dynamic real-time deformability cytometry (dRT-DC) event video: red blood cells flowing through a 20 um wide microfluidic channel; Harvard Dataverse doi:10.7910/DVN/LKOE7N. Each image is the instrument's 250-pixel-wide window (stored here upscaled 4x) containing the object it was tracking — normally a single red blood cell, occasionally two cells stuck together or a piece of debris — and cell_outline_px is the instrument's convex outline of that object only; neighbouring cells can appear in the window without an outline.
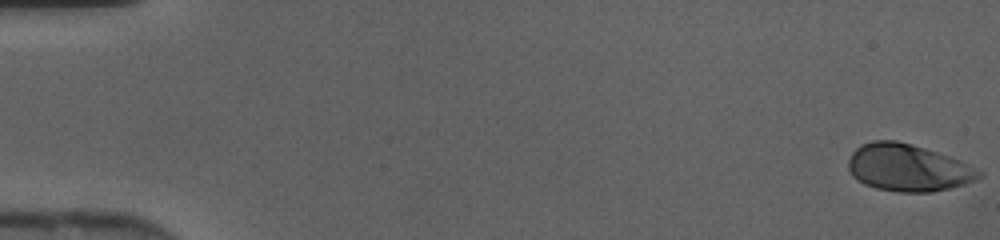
{"species": "human", "species_latin": "Homo sapiens", "temperature_condition": "cold", "stored_images_in_passage": 47, "camera_frame_rate_fps": 3000, "um_per_image_px": 0.085, "donor": {"sex": "female"}, "frame": {"image": 1, "passage_image": 1, "time_ms": 0.0, "image_size_px": [1000, 240], "cell_outline_px": [[984, 176], [976, 180], [964, 184], [932, 192], [900, 192], [876, 188], [864, 184], [856, 180], [852, 176], [848, 168], [848, 160], [852, 152], [860, 144], [872, 140], [896, 140], [912, 144], [960, 160], [984, 172]], "centroid_in_image_um": [77.17, 14.25], "position_along_channel_um": 7.8, "area_um2": 36.07}}
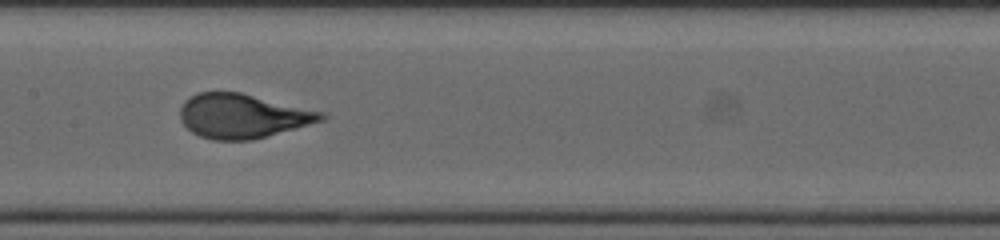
{"frame": {"image": 2, "passage_image": 24, "time_ms": 7.667, "image_size_px": [1000, 240], "cell_outline_px": [[328, 116], [324, 120], [252, 140], [212, 140], [200, 136], [192, 132], [180, 120], [180, 108], [184, 100], [196, 92], [240, 92], [324, 112]], "centroid_in_image_um": [20.6, 9.85], "position_along_channel_um": 186.8, "area_um2": 36.36}}
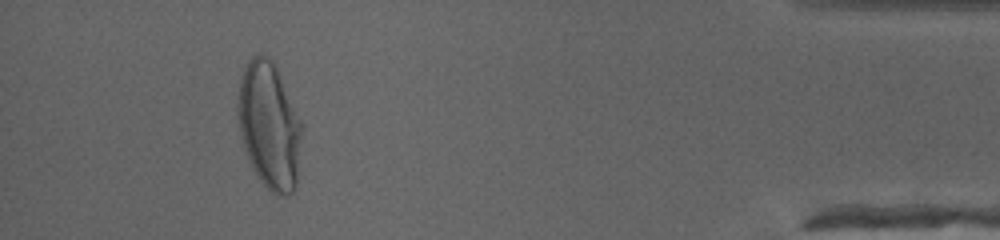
{"frame": {"image": 3, "passage_image": 43, "time_ms": 14.0, "image_size_px": [1000, 240], "cell_outline_px": [[304, 128], [296, 188], [288, 196], [276, 196], [256, 176], [252, 168], [244, 148], [240, 132], [236, 108], [240, 80], [244, 68], [248, 60], [252, 56], [260, 52], [268, 56], [272, 60], [304, 124]], "centroid_in_image_um": [22.91, 10.69], "position_along_channel_um": 412.3, "area_um2": 48.15}}